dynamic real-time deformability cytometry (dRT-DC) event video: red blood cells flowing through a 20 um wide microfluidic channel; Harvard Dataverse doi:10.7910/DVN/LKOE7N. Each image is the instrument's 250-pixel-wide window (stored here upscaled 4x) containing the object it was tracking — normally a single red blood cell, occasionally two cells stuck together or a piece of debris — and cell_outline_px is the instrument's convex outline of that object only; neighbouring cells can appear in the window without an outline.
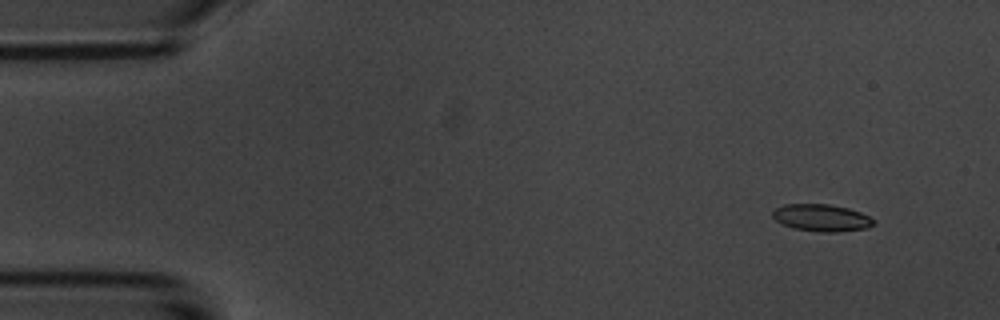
{"species": "common noctule bat (a hibernating species)", "species_latin": "Nyctalus noctula", "temperature_condition": "room temperature", "stored_images_in_passage": 5, "camera_frame_rate_fps": 3000, "um_per_image_px": 0.085, "animal": {"sex": "male", "body_mass_g": 20.1, "forearm_length_mm": 53.5}, "frame": {"image": 1, "passage_image": 1, "time_ms": 0.0, "image_size_px": [1000, 320], "cell_outline_px": [[876, 224], [868, 228], [836, 232], [824, 232], [796, 228], [784, 224], [776, 220], [772, 216], [772, 212], [776, 208], [784, 204], [828, 204], [848, 208], [860, 212], [876, 220]], "centroid_in_image_um": [69.88, 18.5], "position_along_channel_um": 15.1, "area_um2": 15.84}}
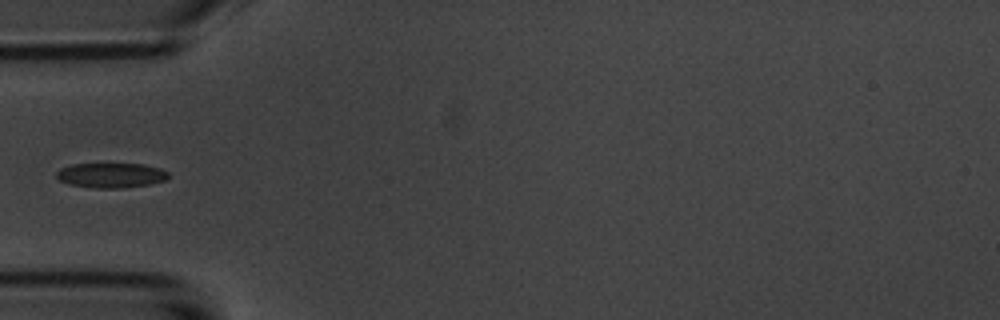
{"frame": {"image": 2, "passage_image": 4, "time_ms": 4.333, "image_size_px": [1000, 320], "cell_outline_px": [[168, 176], [164, 180], [148, 184], [120, 188], [96, 188], [68, 184], [60, 180], [56, 176], [56, 172], [60, 168], [72, 164], [144, 164], [160, 168], [168, 172]], "centroid_in_image_um": [9.41, 14.89], "position_along_channel_um": 75.6, "area_um2": 16.07}}